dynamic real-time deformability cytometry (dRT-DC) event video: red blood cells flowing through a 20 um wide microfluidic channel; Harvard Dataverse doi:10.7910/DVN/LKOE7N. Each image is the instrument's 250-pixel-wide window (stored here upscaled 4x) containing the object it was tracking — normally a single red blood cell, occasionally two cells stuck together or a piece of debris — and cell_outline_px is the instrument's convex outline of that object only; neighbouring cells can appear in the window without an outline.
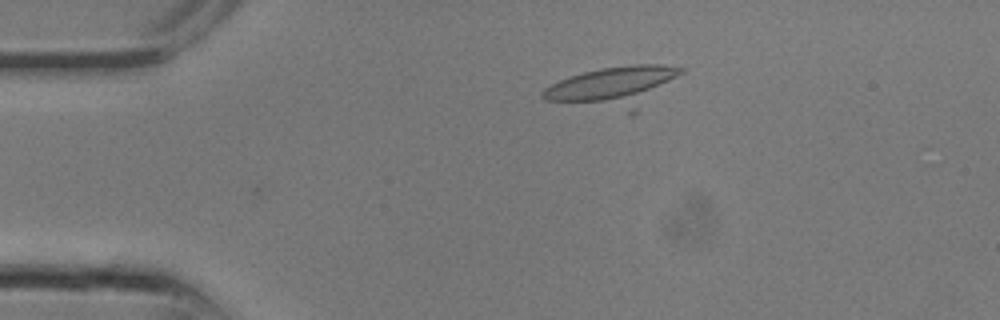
{"species": "common noctule bat (a hibernating species)", "species_latin": "Nyctalus noctula", "temperature_condition": "room temperature", "stored_images_in_passage": 7, "camera_frame_rate_fps": 3000, "um_per_image_px": 0.085, "animal": {"sex": "male", "body_mass_g": 13.3}, "frame": {"image": 1, "passage_image": 1, "time_ms": 0.0, "image_size_px": [1000, 320], "cell_outline_px": [[688, 68], [684, 72], [632, 116], [544, 100], [540, 96], [540, 92], [544, 88], [560, 80], [584, 72], [600, 68], [632, 64], [664, 64]], "centroid_in_image_um": [52.18, 7.43], "position_along_channel_um": 32.8, "area_um2": 33.76}}
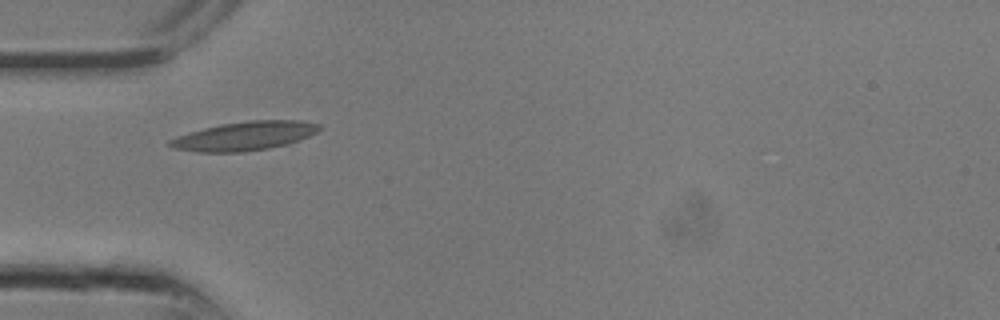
{"frame": {"image": 2, "passage_image": 4, "time_ms": 1.0, "image_size_px": [1000, 320], "cell_outline_px": [[320, 128], [316, 132], [300, 140], [288, 144], [268, 148], [244, 152], [196, 152], [172, 148], [164, 144], [168, 140], [176, 136], [204, 128], [220, 124], [248, 120], [300, 120], [320, 124]], "centroid_in_image_um": [20.73, 11.56], "position_along_channel_um": 64.3, "area_um2": 25.32}}
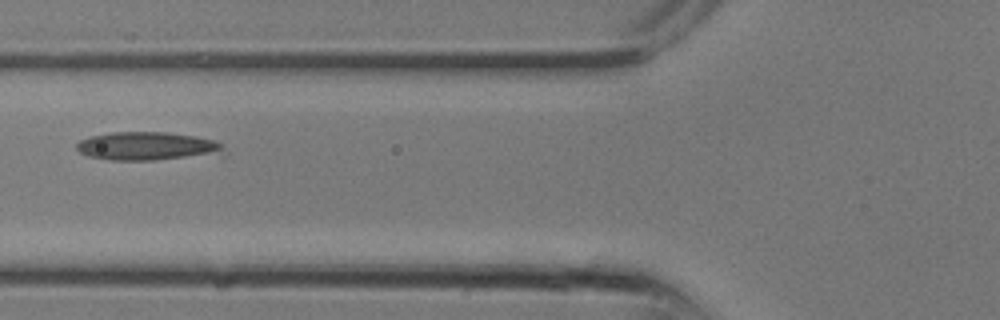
{"frame": {"image": 3, "passage_image": 6, "time_ms": 1.667, "image_size_px": [1000, 320], "cell_outline_px": [[228, 156], [152, 160], [108, 160], [88, 156], [80, 152], [76, 148], [76, 144], [80, 140], [92, 136], [112, 132], [164, 132], [196, 136], [216, 140], [224, 144]], "centroid_in_image_um": [12.71, 12.45], "position_along_channel_um": 113.1, "area_um2": 25.2}}